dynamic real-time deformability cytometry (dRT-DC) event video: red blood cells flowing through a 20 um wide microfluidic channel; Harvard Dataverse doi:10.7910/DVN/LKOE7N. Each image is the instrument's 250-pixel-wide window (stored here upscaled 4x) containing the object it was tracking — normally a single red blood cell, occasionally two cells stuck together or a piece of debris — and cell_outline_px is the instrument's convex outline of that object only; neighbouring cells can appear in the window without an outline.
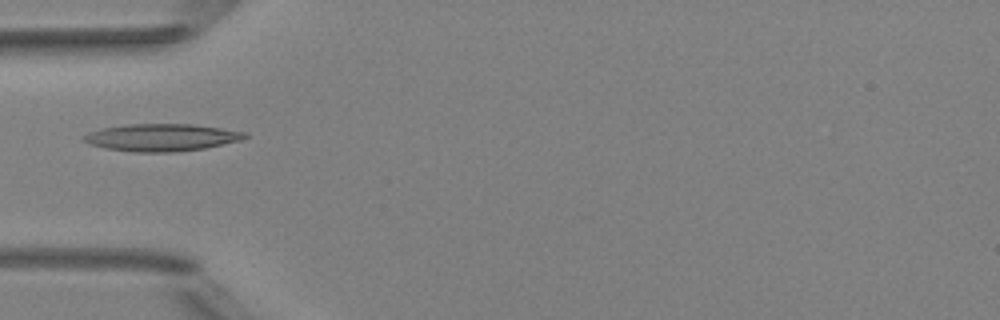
{"species": "Egyptian fruit bat (a non-hibernating species)", "species_latin": "Rousettus aegyptiacus", "temperature_condition": "room temperature", "stored_images_in_passage": 6, "camera_frame_rate_fps": 3000, "um_per_image_px": 0.085, "animal": {"sex": "female"}, "frame": {"image": 1, "passage_image": 5, "time_ms": 4.667, "image_size_px": [1000, 320], "cell_outline_px": [[248, 136], [240, 140], [204, 148], [176, 152], [132, 152], [104, 148], [88, 144], [84, 140], [84, 136], [88, 132], [100, 128], [128, 124], [192, 124], [248, 132]], "centroid_in_image_um": [13.7, 11.68], "position_along_channel_um": 71.3, "area_um2": 25.66}}
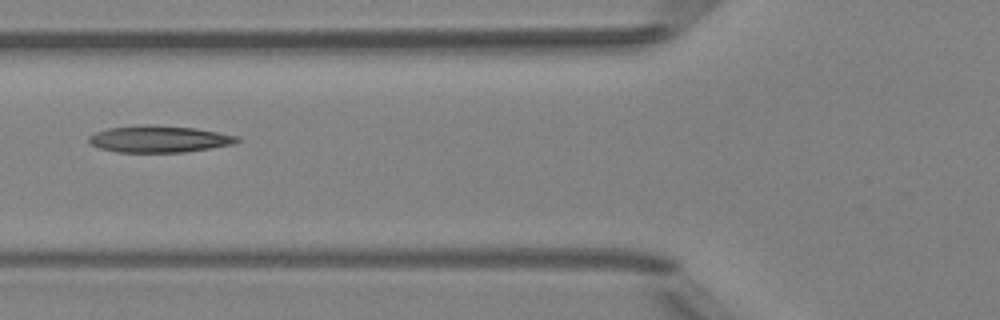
{"frame": {"image": 2, "passage_image": 6, "time_ms": 5.667, "image_size_px": [1000, 320], "cell_outline_px": [[240, 140], [232, 144], [184, 152], [116, 152], [100, 148], [92, 144], [88, 140], [88, 136], [96, 132], [108, 128], [144, 124], [148, 124], [196, 128], [240, 136]], "centroid_in_image_um": [13.51, 11.81], "position_along_channel_um": 112.3, "area_um2": 23.06}}